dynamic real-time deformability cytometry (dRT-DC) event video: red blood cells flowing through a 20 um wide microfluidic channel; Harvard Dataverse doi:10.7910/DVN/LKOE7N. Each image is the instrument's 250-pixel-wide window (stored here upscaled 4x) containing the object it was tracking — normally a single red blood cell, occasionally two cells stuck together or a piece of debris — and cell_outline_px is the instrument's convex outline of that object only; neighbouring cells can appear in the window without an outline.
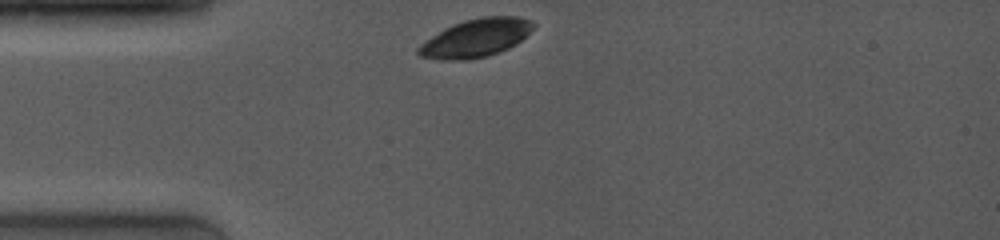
{"species": "common noctule bat (a hibernating species)", "species_latin": "Nyctalus noctula", "temperature_condition": "room temperature", "stored_images_in_passage": 16, "camera_frame_rate_fps": 4000, "um_per_image_px": 0.085, "animal": {"sex": "female", "body_mass_g": 19.0, "forearm_length_mm": 53.3}, "frame": {"image": 1, "passage_image": 1, "time_ms": 0.0, "image_size_px": [1000, 240], "cell_outline_px": [[536, 24], [516, 44], [500, 52], [468, 60], [440, 60], [420, 56], [416, 52], [416, 48], [420, 44], [444, 28], [452, 24], [464, 20], [484, 16], [516, 16], [532, 20]], "centroid_in_image_um": [40.42, 3.23], "position_along_channel_um": 44.6, "area_um2": 25.49}}
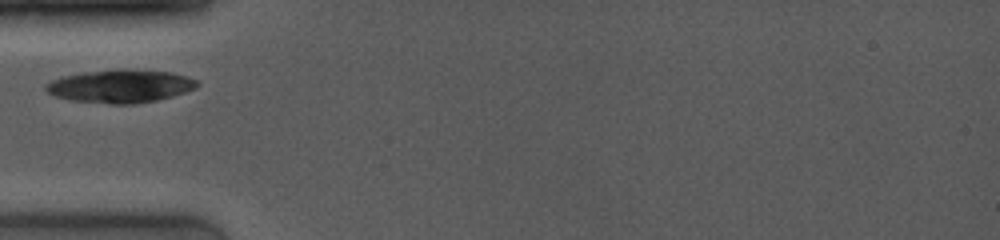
{"frame": {"image": 2, "passage_image": 4, "time_ms": 1.25, "image_size_px": [1000, 240], "cell_outline_px": [[200, 84], [196, 88], [172, 96], [156, 100], [132, 104], [108, 104], [68, 100], [56, 96], [48, 92], [44, 88], [44, 84], [52, 80], [64, 76], [84, 72], [120, 68], [128, 68], [168, 72], [184, 76], [196, 80]], "centroid_in_image_um": [10.2, 7.32], "position_along_channel_um": 74.8, "area_um2": 29.25}}
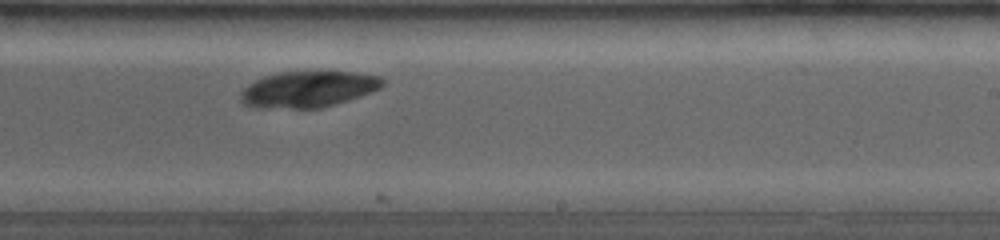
{"frame": {"image": 3, "passage_image": 15, "time_ms": 6.0, "image_size_px": [1000, 240], "cell_outline_px": [[384, 84], [380, 88], [348, 100], [336, 104], [320, 108], [256, 108], [244, 104], [240, 100], [240, 92], [248, 84], [264, 76], [280, 72], [352, 72], [380, 76], [384, 80]], "centroid_in_image_um": [26.16, 7.59], "position_along_channel_um": 262.8, "area_um2": 29.82}}